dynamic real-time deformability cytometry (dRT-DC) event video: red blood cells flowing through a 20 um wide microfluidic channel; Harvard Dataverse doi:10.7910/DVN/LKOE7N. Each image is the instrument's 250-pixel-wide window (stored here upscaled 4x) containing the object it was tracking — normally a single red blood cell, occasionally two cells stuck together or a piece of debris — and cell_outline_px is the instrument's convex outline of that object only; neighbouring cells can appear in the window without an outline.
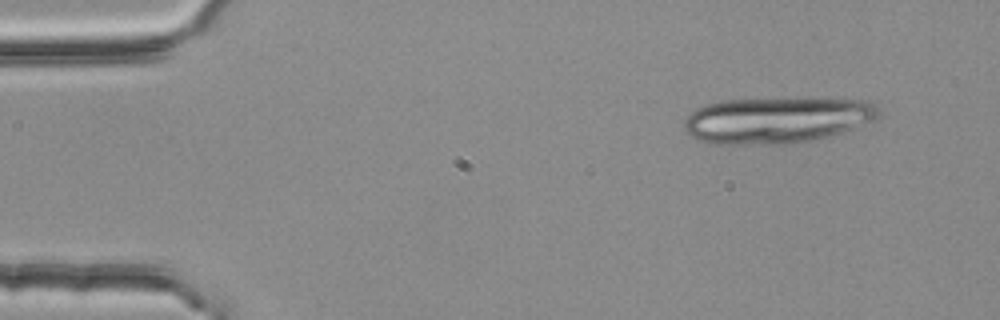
{"species": "common noctule bat (a hibernating species)", "species_latin": "Nyctalus noctula", "temperature_condition": "room temperature", "stored_images_in_passage": 4, "camera_frame_rate_fps": 3000, "um_per_image_px": 0.085, "animal": {"sex": "female", "body_mass_g": 25.1}, "frame": {"image": 1, "passage_image": 1, "time_ms": 0.0, "image_size_px": [1000, 320], "cell_outline_px": [[884, 112], [876, 120], [828, 136], [788, 144], [712, 144], [700, 140], [692, 136], [684, 128], [684, 120], [696, 108], [708, 104], [724, 100], [824, 96], [868, 100], [876, 104]], "centroid_in_image_um": [66.14, 10.15], "position_along_channel_um": 18.9, "area_um2": 53.58}}